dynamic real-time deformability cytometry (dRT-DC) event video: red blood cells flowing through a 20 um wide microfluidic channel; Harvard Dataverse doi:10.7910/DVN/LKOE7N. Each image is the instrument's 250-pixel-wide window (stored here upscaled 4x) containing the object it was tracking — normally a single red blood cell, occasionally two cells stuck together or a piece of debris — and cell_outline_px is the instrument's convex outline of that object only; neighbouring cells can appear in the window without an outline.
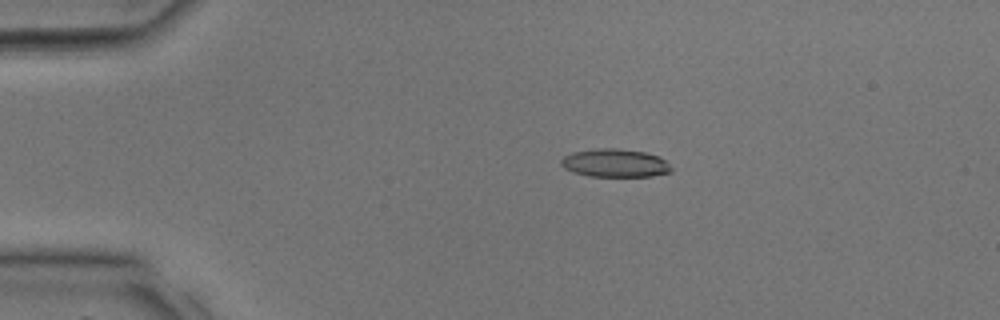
{"species": "common noctule bat (a hibernating species)", "species_latin": "Nyctalus noctula", "temperature_condition": "room temperature", "stored_images_in_passage": 36, "segment_of_instrument_passage": [1, 2], "camera_frame_rate_fps": 3000, "um_per_image_px": 0.085, "animal": {"sex": "male", "body_mass_g": 17.9, "forearm_length_mm": 54.2}, "frame": {"image": 1, "passage_image": 8, "time_ms": 2.333, "image_size_px": [1000, 320], "cell_outline_px": [[672, 172], [652, 176], [588, 176], [564, 168], [560, 164], [560, 160], [564, 156], [572, 152], [596, 148], [616, 148], [644, 152], [660, 156], [672, 168]], "centroid_in_image_um": [52.28, 13.85], "position_along_channel_um": 32.7, "area_um2": 18.09}}
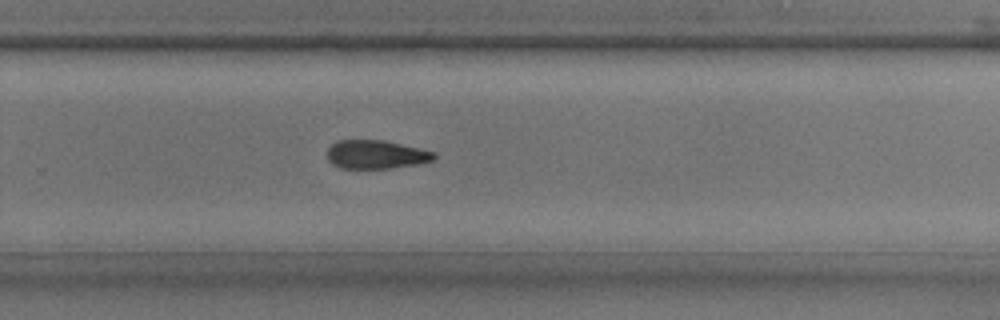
{"frame": {"image": 2, "passage_image": 24, "time_ms": 7.667, "image_size_px": [1000, 320], "cell_outline_px": [[436, 156], [432, 160], [416, 164], [388, 168], [340, 168], [332, 164], [328, 160], [328, 148], [336, 140], [384, 140], [436, 152]], "centroid_in_image_um": [31.94, 13.12], "position_along_channel_um": 297.9, "area_um2": 17.69}}
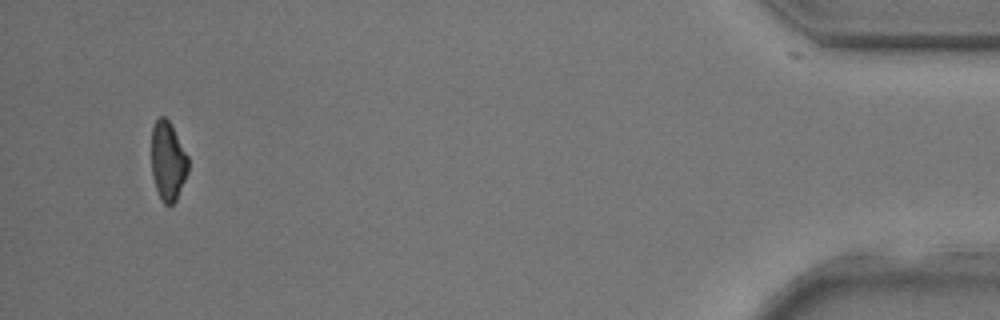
{"frame": {"image": 3, "passage_image": 34, "time_ms": 11.0, "image_size_px": [1000, 320], "cell_outline_px": [[188, 172], [176, 200], [172, 204], [164, 204], [156, 188], [152, 176], [152, 128], [156, 120], [160, 116], [164, 116], [168, 120], [188, 156]], "centroid_in_image_um": [14.27, 13.69], "position_along_channel_um": 420.9, "area_um2": 16.65}}